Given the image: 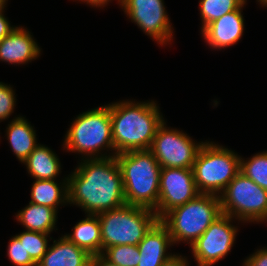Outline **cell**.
<instances>
[{
	"label": "cell",
	"instance_id": "31",
	"mask_svg": "<svg viewBox=\"0 0 267 266\" xmlns=\"http://www.w3.org/2000/svg\"><path fill=\"white\" fill-rule=\"evenodd\" d=\"M161 266H189V263L187 257L174 253V255Z\"/></svg>",
	"mask_w": 267,
	"mask_h": 266
},
{
	"label": "cell",
	"instance_id": "7",
	"mask_svg": "<svg viewBox=\"0 0 267 266\" xmlns=\"http://www.w3.org/2000/svg\"><path fill=\"white\" fill-rule=\"evenodd\" d=\"M101 226L102 253L118 245H138L159 220L154 210L125 204L97 214Z\"/></svg>",
	"mask_w": 267,
	"mask_h": 266
},
{
	"label": "cell",
	"instance_id": "20",
	"mask_svg": "<svg viewBox=\"0 0 267 266\" xmlns=\"http://www.w3.org/2000/svg\"><path fill=\"white\" fill-rule=\"evenodd\" d=\"M61 181L34 180L30 202L51 207L58 212L60 205L69 204L68 177Z\"/></svg>",
	"mask_w": 267,
	"mask_h": 266
},
{
	"label": "cell",
	"instance_id": "30",
	"mask_svg": "<svg viewBox=\"0 0 267 266\" xmlns=\"http://www.w3.org/2000/svg\"><path fill=\"white\" fill-rule=\"evenodd\" d=\"M140 261L137 266H161L165 261L172 256H150L140 255Z\"/></svg>",
	"mask_w": 267,
	"mask_h": 266
},
{
	"label": "cell",
	"instance_id": "29",
	"mask_svg": "<svg viewBox=\"0 0 267 266\" xmlns=\"http://www.w3.org/2000/svg\"><path fill=\"white\" fill-rule=\"evenodd\" d=\"M7 2L8 0H4L0 4V42L17 27L11 25L9 20L4 15Z\"/></svg>",
	"mask_w": 267,
	"mask_h": 266
},
{
	"label": "cell",
	"instance_id": "23",
	"mask_svg": "<svg viewBox=\"0 0 267 266\" xmlns=\"http://www.w3.org/2000/svg\"><path fill=\"white\" fill-rule=\"evenodd\" d=\"M240 172L267 190V150L251 156L248 160L240 156Z\"/></svg>",
	"mask_w": 267,
	"mask_h": 266
},
{
	"label": "cell",
	"instance_id": "3",
	"mask_svg": "<svg viewBox=\"0 0 267 266\" xmlns=\"http://www.w3.org/2000/svg\"><path fill=\"white\" fill-rule=\"evenodd\" d=\"M64 137L63 150L81 154V160L114 157L109 104L77 115Z\"/></svg>",
	"mask_w": 267,
	"mask_h": 266
},
{
	"label": "cell",
	"instance_id": "13",
	"mask_svg": "<svg viewBox=\"0 0 267 266\" xmlns=\"http://www.w3.org/2000/svg\"><path fill=\"white\" fill-rule=\"evenodd\" d=\"M246 2L237 10L226 13L224 16L208 24L201 35L205 43L213 50L235 45L242 38L244 32L243 8Z\"/></svg>",
	"mask_w": 267,
	"mask_h": 266
},
{
	"label": "cell",
	"instance_id": "19",
	"mask_svg": "<svg viewBox=\"0 0 267 266\" xmlns=\"http://www.w3.org/2000/svg\"><path fill=\"white\" fill-rule=\"evenodd\" d=\"M57 211L51 207L35 204H29L16 214V220L27 231L41 232L51 234L53 230H57Z\"/></svg>",
	"mask_w": 267,
	"mask_h": 266
},
{
	"label": "cell",
	"instance_id": "21",
	"mask_svg": "<svg viewBox=\"0 0 267 266\" xmlns=\"http://www.w3.org/2000/svg\"><path fill=\"white\" fill-rule=\"evenodd\" d=\"M140 255L173 256L168 248L174 246L168 229L158 220L137 245Z\"/></svg>",
	"mask_w": 267,
	"mask_h": 266
},
{
	"label": "cell",
	"instance_id": "6",
	"mask_svg": "<svg viewBox=\"0 0 267 266\" xmlns=\"http://www.w3.org/2000/svg\"><path fill=\"white\" fill-rule=\"evenodd\" d=\"M192 170L199 193L219 196L240 172V156L223 145L206 140L196 155Z\"/></svg>",
	"mask_w": 267,
	"mask_h": 266
},
{
	"label": "cell",
	"instance_id": "25",
	"mask_svg": "<svg viewBox=\"0 0 267 266\" xmlns=\"http://www.w3.org/2000/svg\"><path fill=\"white\" fill-rule=\"evenodd\" d=\"M102 256L116 266H137L141 257L137 245L112 246Z\"/></svg>",
	"mask_w": 267,
	"mask_h": 266
},
{
	"label": "cell",
	"instance_id": "22",
	"mask_svg": "<svg viewBox=\"0 0 267 266\" xmlns=\"http://www.w3.org/2000/svg\"><path fill=\"white\" fill-rule=\"evenodd\" d=\"M245 2L247 0H199L201 31L226 13L239 9Z\"/></svg>",
	"mask_w": 267,
	"mask_h": 266
},
{
	"label": "cell",
	"instance_id": "12",
	"mask_svg": "<svg viewBox=\"0 0 267 266\" xmlns=\"http://www.w3.org/2000/svg\"><path fill=\"white\" fill-rule=\"evenodd\" d=\"M198 194L200 193L192 169L161 168L159 197L155 210L157 218L160 220L167 212L182 206Z\"/></svg>",
	"mask_w": 267,
	"mask_h": 266
},
{
	"label": "cell",
	"instance_id": "33",
	"mask_svg": "<svg viewBox=\"0 0 267 266\" xmlns=\"http://www.w3.org/2000/svg\"><path fill=\"white\" fill-rule=\"evenodd\" d=\"M90 266H116L110 263L102 255H93L90 259Z\"/></svg>",
	"mask_w": 267,
	"mask_h": 266
},
{
	"label": "cell",
	"instance_id": "17",
	"mask_svg": "<svg viewBox=\"0 0 267 266\" xmlns=\"http://www.w3.org/2000/svg\"><path fill=\"white\" fill-rule=\"evenodd\" d=\"M77 222L71 234L63 235L76 246L87 251L91 256L102 255L101 226L98 215L86 214Z\"/></svg>",
	"mask_w": 267,
	"mask_h": 266
},
{
	"label": "cell",
	"instance_id": "34",
	"mask_svg": "<svg viewBox=\"0 0 267 266\" xmlns=\"http://www.w3.org/2000/svg\"><path fill=\"white\" fill-rule=\"evenodd\" d=\"M260 4H261V6H263V7H267V0H264V1L261 2Z\"/></svg>",
	"mask_w": 267,
	"mask_h": 266
},
{
	"label": "cell",
	"instance_id": "1",
	"mask_svg": "<svg viewBox=\"0 0 267 266\" xmlns=\"http://www.w3.org/2000/svg\"><path fill=\"white\" fill-rule=\"evenodd\" d=\"M78 164L67 176L69 204L92 215L126 204L122 173L115 156L82 159Z\"/></svg>",
	"mask_w": 267,
	"mask_h": 266
},
{
	"label": "cell",
	"instance_id": "2",
	"mask_svg": "<svg viewBox=\"0 0 267 266\" xmlns=\"http://www.w3.org/2000/svg\"><path fill=\"white\" fill-rule=\"evenodd\" d=\"M155 102L120 100L109 103L115 155L150 149L159 126L165 120Z\"/></svg>",
	"mask_w": 267,
	"mask_h": 266
},
{
	"label": "cell",
	"instance_id": "15",
	"mask_svg": "<svg viewBox=\"0 0 267 266\" xmlns=\"http://www.w3.org/2000/svg\"><path fill=\"white\" fill-rule=\"evenodd\" d=\"M90 259L91 255L87 251L62 235L49 245L37 266H90Z\"/></svg>",
	"mask_w": 267,
	"mask_h": 266
},
{
	"label": "cell",
	"instance_id": "9",
	"mask_svg": "<svg viewBox=\"0 0 267 266\" xmlns=\"http://www.w3.org/2000/svg\"><path fill=\"white\" fill-rule=\"evenodd\" d=\"M204 142L193 140L183 130L167 127L166 121L159 126L150 151L161 168L192 169L196 155Z\"/></svg>",
	"mask_w": 267,
	"mask_h": 266
},
{
	"label": "cell",
	"instance_id": "14",
	"mask_svg": "<svg viewBox=\"0 0 267 266\" xmlns=\"http://www.w3.org/2000/svg\"><path fill=\"white\" fill-rule=\"evenodd\" d=\"M38 45L27 28L17 26L0 42V61L13 65L28 64L40 56Z\"/></svg>",
	"mask_w": 267,
	"mask_h": 266
},
{
	"label": "cell",
	"instance_id": "11",
	"mask_svg": "<svg viewBox=\"0 0 267 266\" xmlns=\"http://www.w3.org/2000/svg\"><path fill=\"white\" fill-rule=\"evenodd\" d=\"M120 7L131 22L157 44H171L174 28L166 12L164 0H122Z\"/></svg>",
	"mask_w": 267,
	"mask_h": 266
},
{
	"label": "cell",
	"instance_id": "18",
	"mask_svg": "<svg viewBox=\"0 0 267 266\" xmlns=\"http://www.w3.org/2000/svg\"><path fill=\"white\" fill-rule=\"evenodd\" d=\"M34 180H57L61 162L57 154L45 145L38 144L23 162Z\"/></svg>",
	"mask_w": 267,
	"mask_h": 266
},
{
	"label": "cell",
	"instance_id": "27",
	"mask_svg": "<svg viewBox=\"0 0 267 266\" xmlns=\"http://www.w3.org/2000/svg\"><path fill=\"white\" fill-rule=\"evenodd\" d=\"M15 90L10 84L0 82V121L8 119L16 106Z\"/></svg>",
	"mask_w": 267,
	"mask_h": 266
},
{
	"label": "cell",
	"instance_id": "28",
	"mask_svg": "<svg viewBox=\"0 0 267 266\" xmlns=\"http://www.w3.org/2000/svg\"><path fill=\"white\" fill-rule=\"evenodd\" d=\"M242 266H267V248L257 249L244 260Z\"/></svg>",
	"mask_w": 267,
	"mask_h": 266
},
{
	"label": "cell",
	"instance_id": "35",
	"mask_svg": "<svg viewBox=\"0 0 267 266\" xmlns=\"http://www.w3.org/2000/svg\"><path fill=\"white\" fill-rule=\"evenodd\" d=\"M263 1H264V0H257V2H259V5H260V3L263 2Z\"/></svg>",
	"mask_w": 267,
	"mask_h": 266
},
{
	"label": "cell",
	"instance_id": "26",
	"mask_svg": "<svg viewBox=\"0 0 267 266\" xmlns=\"http://www.w3.org/2000/svg\"><path fill=\"white\" fill-rule=\"evenodd\" d=\"M7 256L13 265L16 266H37L25 251L23 243H20L16 236H12L7 246Z\"/></svg>",
	"mask_w": 267,
	"mask_h": 266
},
{
	"label": "cell",
	"instance_id": "10",
	"mask_svg": "<svg viewBox=\"0 0 267 266\" xmlns=\"http://www.w3.org/2000/svg\"><path fill=\"white\" fill-rule=\"evenodd\" d=\"M235 220L237 219L222 213L191 245L197 266H212L231 252L239 231L233 224Z\"/></svg>",
	"mask_w": 267,
	"mask_h": 266
},
{
	"label": "cell",
	"instance_id": "32",
	"mask_svg": "<svg viewBox=\"0 0 267 266\" xmlns=\"http://www.w3.org/2000/svg\"><path fill=\"white\" fill-rule=\"evenodd\" d=\"M76 1L86 3L89 6L95 7V8H99V7L103 8L111 2V0H76ZM117 2L119 4V6H121L122 0H117Z\"/></svg>",
	"mask_w": 267,
	"mask_h": 266
},
{
	"label": "cell",
	"instance_id": "16",
	"mask_svg": "<svg viewBox=\"0 0 267 266\" xmlns=\"http://www.w3.org/2000/svg\"><path fill=\"white\" fill-rule=\"evenodd\" d=\"M23 116H17L6 127L7 140L11 150L18 161L23 163L30 153L39 144L37 143L36 130Z\"/></svg>",
	"mask_w": 267,
	"mask_h": 266
},
{
	"label": "cell",
	"instance_id": "5",
	"mask_svg": "<svg viewBox=\"0 0 267 266\" xmlns=\"http://www.w3.org/2000/svg\"><path fill=\"white\" fill-rule=\"evenodd\" d=\"M221 214L219 196L200 193L167 212L159 221L168 229L174 245L182 242L191 247Z\"/></svg>",
	"mask_w": 267,
	"mask_h": 266
},
{
	"label": "cell",
	"instance_id": "8",
	"mask_svg": "<svg viewBox=\"0 0 267 266\" xmlns=\"http://www.w3.org/2000/svg\"><path fill=\"white\" fill-rule=\"evenodd\" d=\"M221 211L241 223H267V190L239 172L219 195Z\"/></svg>",
	"mask_w": 267,
	"mask_h": 266
},
{
	"label": "cell",
	"instance_id": "24",
	"mask_svg": "<svg viewBox=\"0 0 267 266\" xmlns=\"http://www.w3.org/2000/svg\"><path fill=\"white\" fill-rule=\"evenodd\" d=\"M20 243H23L25 251L28 252L30 258L38 264L42 257L47 252L49 247V240L53 239L49 237L50 234L34 232V231H23L20 234L15 235Z\"/></svg>",
	"mask_w": 267,
	"mask_h": 266
},
{
	"label": "cell",
	"instance_id": "4",
	"mask_svg": "<svg viewBox=\"0 0 267 266\" xmlns=\"http://www.w3.org/2000/svg\"><path fill=\"white\" fill-rule=\"evenodd\" d=\"M122 173L126 204L157 209L161 167L148 150L115 155Z\"/></svg>",
	"mask_w": 267,
	"mask_h": 266
}]
</instances>
